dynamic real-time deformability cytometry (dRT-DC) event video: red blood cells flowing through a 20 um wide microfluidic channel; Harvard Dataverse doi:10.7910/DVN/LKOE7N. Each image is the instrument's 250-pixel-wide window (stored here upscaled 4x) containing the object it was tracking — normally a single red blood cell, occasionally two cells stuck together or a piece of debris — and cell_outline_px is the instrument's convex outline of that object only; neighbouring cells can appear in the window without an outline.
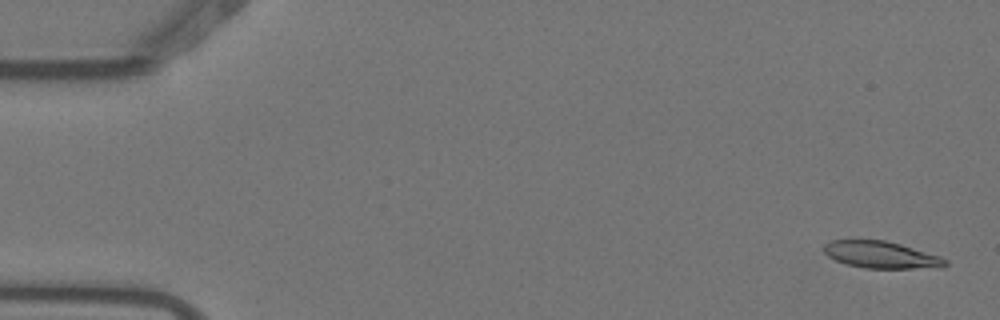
{"species": "Egyptian fruit bat (a non-hibernating species)", "species_latin": "Rousettus aegyptiacus", "temperature_condition": "warm", "stored_images_in_passage": 4, "camera_frame_rate_fps": 3000, "um_per_image_px": 0.085, "animal": {"sex": "female"}, "frame": {"image": 1, "passage_image": 1, "time_ms": 0.0, "image_size_px": [1000, 320], "cell_outline_px": [[948, 264], [944, 268], [864, 268], [848, 264], [836, 260], [828, 256], [824, 252], [824, 244], [832, 240], [884, 240], [900, 244], [940, 256], [948, 260]], "centroid_in_image_um": [74.94, 21.66], "position_along_channel_um": 10.1, "area_um2": 19.02}}
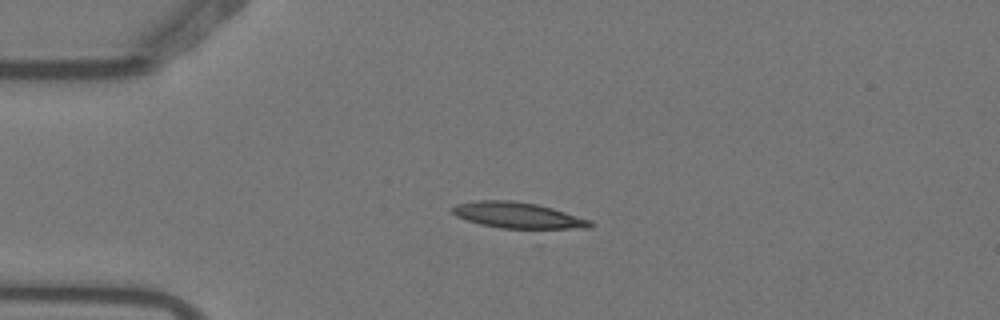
{"frame": {"image": 2, "passage_image": 4, "time_ms": 1.0, "image_size_px": [1000, 320], "cell_outline_px": [[596, 224], [592, 228], [540, 248], [456, 216], [452, 212], [452, 208], [456, 204], [476, 200], [512, 200], [536, 204], [552, 208], [592, 220]], "centroid_in_image_um": [44.5, 18.74], "position_along_channel_um": 40.5, "area_um2": 28.67}}